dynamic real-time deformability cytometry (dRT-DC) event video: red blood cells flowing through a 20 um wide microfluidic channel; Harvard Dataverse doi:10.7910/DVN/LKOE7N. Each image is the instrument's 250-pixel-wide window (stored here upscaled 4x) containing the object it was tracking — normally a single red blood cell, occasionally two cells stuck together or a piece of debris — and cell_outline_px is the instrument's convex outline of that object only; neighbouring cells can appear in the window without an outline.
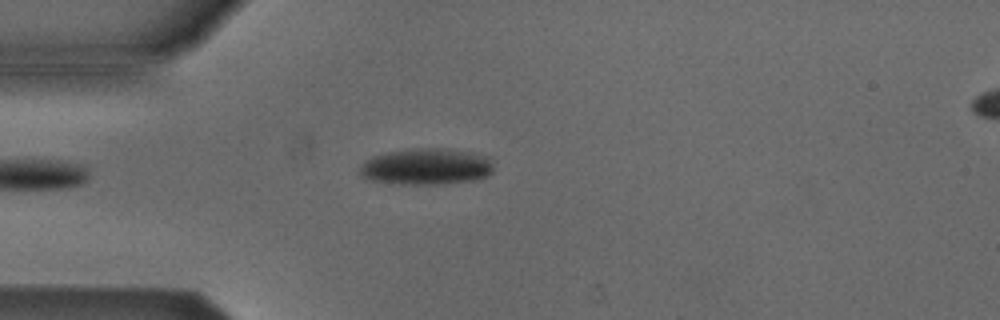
{"species": "Egyptian fruit bat (a non-hibernating species)", "species_latin": "Rousettus aegyptiacus", "temperature_condition": "cold", "stored_images_in_passage": 3, "camera_frame_rate_fps": 3000, "um_per_image_px": 0.085, "animal": {"sex": "male"}, "frame": {"image": 1, "passage_image": 3, "time_ms": 2.333, "image_size_px": [1000, 320], "cell_outline_px": [[492, 172], [488, 176], [472, 180], [436, 184], [400, 184], [364, 180], [360, 176], [360, 164], [364, 160], [372, 156], [388, 152], [412, 148], [448, 148], [472, 152], [492, 156]], "centroid_in_image_um": [36.22, 14.15], "position_along_channel_um": 48.8, "area_um2": 28.9}}